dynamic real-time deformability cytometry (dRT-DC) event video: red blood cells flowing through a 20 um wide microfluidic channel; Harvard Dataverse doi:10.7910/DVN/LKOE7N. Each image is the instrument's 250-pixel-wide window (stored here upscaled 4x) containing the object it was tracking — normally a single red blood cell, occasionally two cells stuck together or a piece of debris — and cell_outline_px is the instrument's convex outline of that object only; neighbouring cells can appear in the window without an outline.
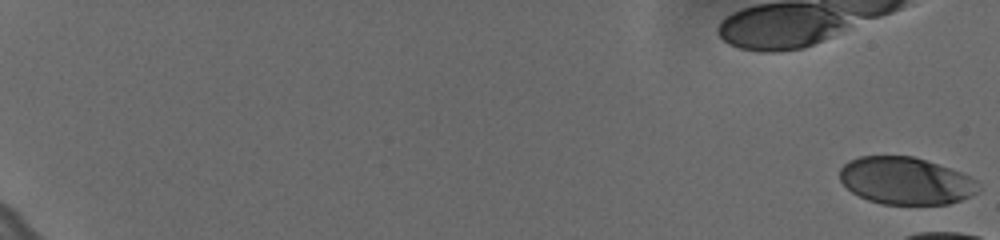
{"species": "human", "species_latin": "Homo sapiens", "temperature_condition": "cold", "stored_images_in_passage": 11, "camera_frame_rate_fps": 3000, "um_per_image_px": 0.085, "donor": {"sex": "female"}, "frame": {"image": 1, "passage_image": 1, "time_ms": 0.0, "image_size_px": [1000, 240], "cell_outline_px": [[980, 188], [976, 192], [960, 200], [948, 204], [880, 204], [868, 200], [852, 192], [840, 180], [840, 168], [848, 160], [860, 156], [912, 156], [960, 172], [976, 180]], "centroid_in_image_um": [76.95, 15.37], "position_along_channel_um": 8.1, "area_um2": 37.86}}